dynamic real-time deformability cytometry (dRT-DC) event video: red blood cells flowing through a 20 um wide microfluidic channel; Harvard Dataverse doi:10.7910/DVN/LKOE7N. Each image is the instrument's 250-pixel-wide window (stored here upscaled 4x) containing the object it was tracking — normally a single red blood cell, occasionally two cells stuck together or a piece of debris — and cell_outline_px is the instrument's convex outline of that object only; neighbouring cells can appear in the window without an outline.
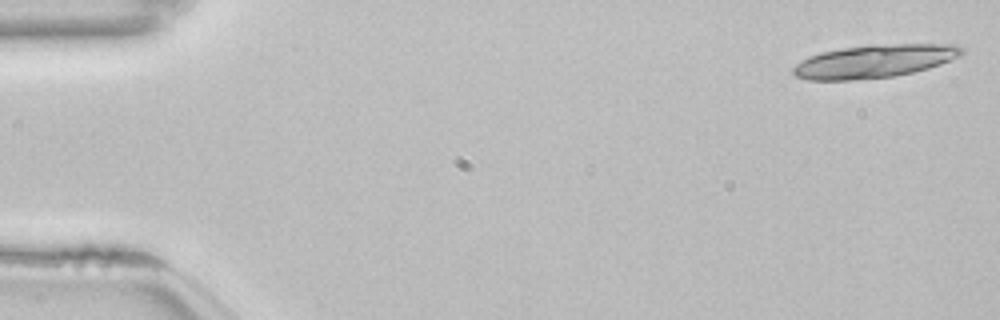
{"species": "common noctule bat (a hibernating species)", "species_latin": "Nyctalus noctula", "temperature_condition": "room temperature", "stored_images_in_passage": 18, "camera_frame_rate_fps": 3000, "um_per_image_px": 0.085, "animal": {"sex": "female", "body_mass_g": 22.7, "forearm_length_mm": 54.2}, "frame": {"image": 1, "passage_image": 1, "time_ms": 0.0, "image_size_px": [1000, 320], "cell_outline_px": [[964, 52], [960, 56], [940, 64], [928, 68], [896, 76], [848, 80], [808, 80], [796, 76], [792, 72], [792, 68], [796, 64], [808, 56], [820, 52], [844, 48], [872, 44], [960, 44], [964, 48]], "centroid_in_image_um": [74.34, 5.19], "position_along_channel_um": 10.7, "area_um2": 32.6}}